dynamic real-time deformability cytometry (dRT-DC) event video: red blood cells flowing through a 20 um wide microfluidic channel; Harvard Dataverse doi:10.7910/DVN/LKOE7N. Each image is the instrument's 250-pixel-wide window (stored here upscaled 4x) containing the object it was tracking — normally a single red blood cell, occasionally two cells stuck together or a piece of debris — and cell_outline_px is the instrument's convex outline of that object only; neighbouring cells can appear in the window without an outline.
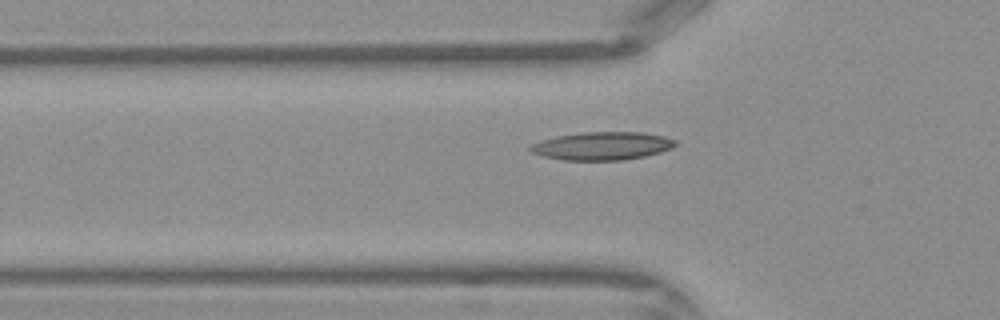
{"species": "Egyptian fruit bat (a non-hibernating species)", "species_latin": "Rousettus aegyptiacus", "temperature_condition": "warm", "stored_images_in_passage": 30, "camera_frame_rate_fps": 3000, "um_per_image_px": 0.085, "frame": {"image": 1, "passage_image": 5, "time_ms": 1.333, "image_size_px": [1000, 320], "cell_outline_px": [[676, 144], [672, 148], [660, 152], [644, 156], [624, 160], [564, 160], [544, 156], [532, 152], [528, 148], [532, 144], [540, 140], [556, 136], [584, 132], [640, 132], [664, 136], [676, 140]], "centroid_in_image_um": [51.19, 12.4], "position_along_channel_um": 74.6, "area_um2": 23.64}}
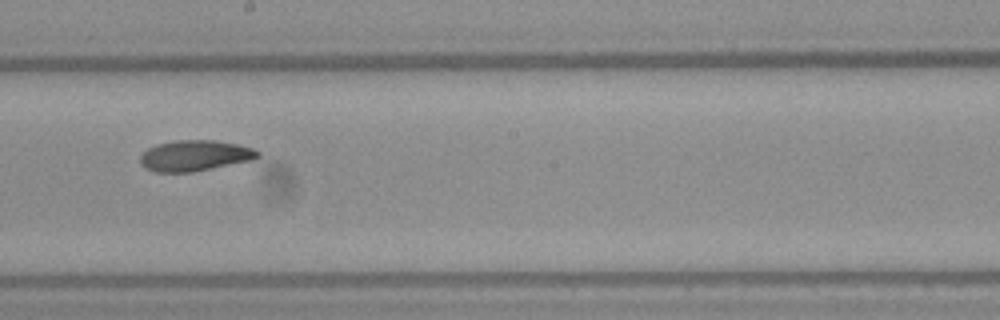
{"frame": {"image": 2, "passage_image": 15, "time_ms": 4.667, "image_size_px": [1000, 320], "cell_outline_px": [[260, 156], [252, 160], [192, 172], [156, 172], [144, 168], [140, 164], [140, 156], [148, 148], [156, 144], [176, 140], [212, 140], [236, 144], [252, 148], [260, 152]], "centroid_in_image_um": [16.53, 13.23], "position_along_channel_um": 231.7, "area_um2": 21.04}}
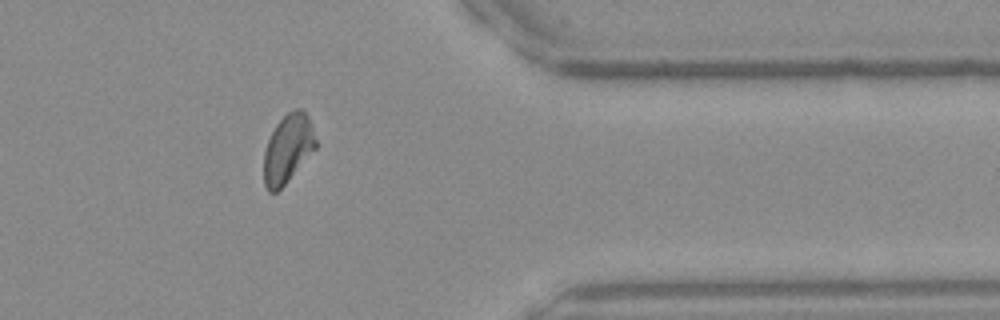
{"frame": {"image": 3, "passage_image": 26, "time_ms": 8.333, "image_size_px": [1000, 320], "cell_outline_px": [[316, 148], [288, 180], [276, 192], [268, 192], [264, 184], [264, 152], [268, 140], [276, 124], [288, 112], [296, 108], [304, 108], [312, 124], [316, 140]], "centroid_in_image_um": [24.47, 12.61], "position_along_channel_um": 386.9, "area_um2": 20.63}}